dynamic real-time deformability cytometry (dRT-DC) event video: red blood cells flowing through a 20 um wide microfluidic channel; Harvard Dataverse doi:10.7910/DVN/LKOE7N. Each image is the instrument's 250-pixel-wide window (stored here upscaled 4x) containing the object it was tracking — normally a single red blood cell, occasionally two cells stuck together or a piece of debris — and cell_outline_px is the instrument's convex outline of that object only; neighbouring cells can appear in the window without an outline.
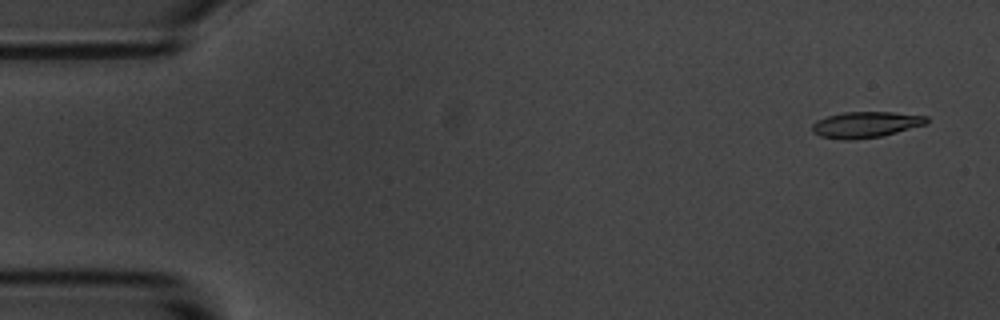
{"species": "common noctule bat (a hibernating species)", "species_latin": "Nyctalus noctula", "temperature_condition": "room temperature", "stored_images_in_passage": 6, "camera_frame_rate_fps": 3000, "um_per_image_px": 0.085, "animal": {"sex": "male", "body_mass_g": 20.1, "forearm_length_mm": 53.5}, "frame": {"image": 1, "passage_image": 1, "time_ms": 0.0, "image_size_px": [1000, 320], "cell_outline_px": [[928, 120], [924, 124], [896, 132], [880, 136], [852, 140], [844, 140], [820, 136], [812, 132], [812, 124], [816, 120], [828, 116], [844, 112], [892, 112], [928, 116]], "centroid_in_image_um": [73.53, 10.59], "position_along_channel_um": 11.5, "area_um2": 17.17}}
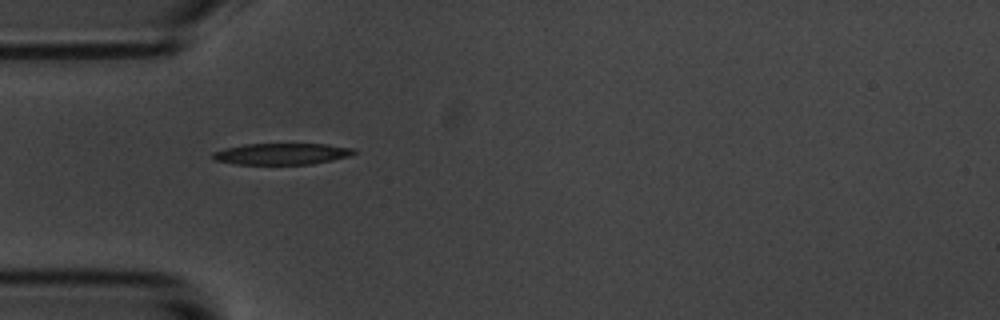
{"frame": {"image": 2, "passage_image": 5, "time_ms": 4.667, "image_size_px": [1000, 320], "cell_outline_px": [[356, 152], [348, 156], [332, 160], [312, 164], [236, 164], [216, 160], [212, 156], [212, 152], [224, 148], [244, 144], [324, 144], [356, 148]], "centroid_in_image_um": [23.95, 13.07], "position_along_channel_um": 61.1, "area_um2": 17.51}}